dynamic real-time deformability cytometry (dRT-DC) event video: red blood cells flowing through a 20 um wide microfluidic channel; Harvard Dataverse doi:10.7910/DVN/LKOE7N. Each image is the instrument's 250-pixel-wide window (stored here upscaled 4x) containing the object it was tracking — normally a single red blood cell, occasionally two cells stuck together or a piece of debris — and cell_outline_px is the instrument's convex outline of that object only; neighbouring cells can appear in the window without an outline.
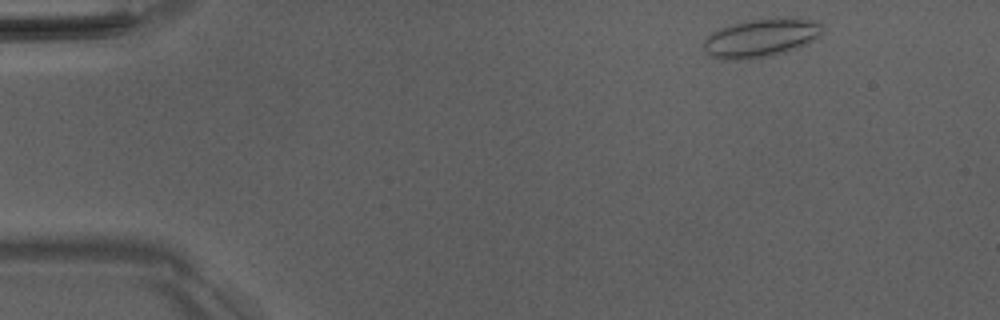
{"species": "Egyptian fruit bat (a non-hibernating species)", "species_latin": "Rousettus aegyptiacus", "temperature_condition": "room temperature", "stored_images_in_passage": 47, "camera_frame_rate_fps": 3000, "um_per_image_px": 0.085, "animal": {"sex": "male"}, "frame": {"image": 1, "passage_image": 2, "time_ms": 0.333, "image_size_px": [1000, 320], "cell_outline_px": [[824, 28], [820, 36], [800, 48], [768, 56], [744, 60], [720, 60], [712, 56], [704, 48], [704, 40], [712, 32], [720, 28], [748, 20], [792, 16], [820, 20], [824, 24]], "centroid_in_image_um": [64.78, 3.2], "position_along_channel_um": 20.2, "area_um2": 27.17}}
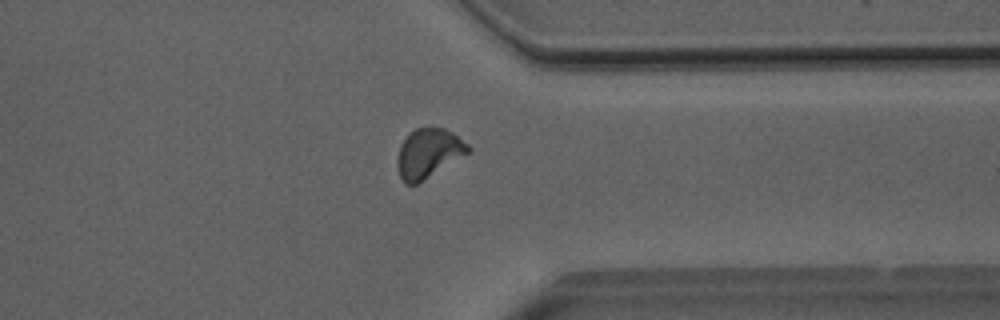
{"frame": {"image": 2, "passage_image": 36, "time_ms": 11.667, "image_size_px": [1000, 320], "cell_outline_px": [[472, 152], [416, 184], [404, 184], [400, 176], [396, 164], [396, 160], [400, 144], [416, 128], [444, 128], [452, 132], [468, 144], [472, 148]], "centroid_in_image_um": [36.44, 13.04], "position_along_channel_um": 375.0, "area_um2": 20.35}}
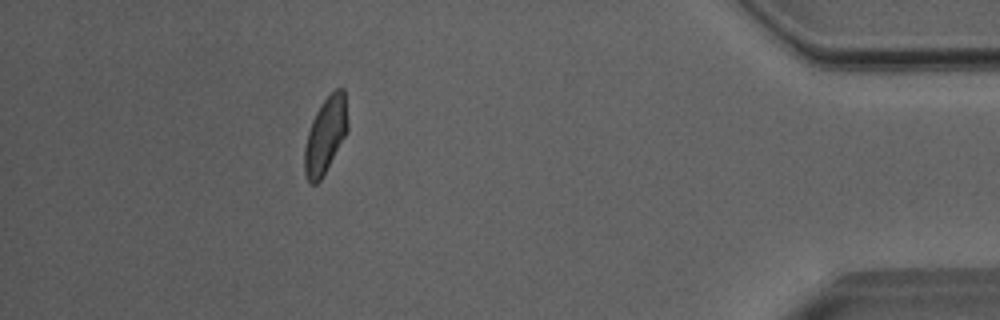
{"frame": {"image": 3, "passage_image": 42, "time_ms": 13.667, "image_size_px": [1000, 320], "cell_outline_px": [[348, 132], [320, 180], [316, 184], [312, 184], [308, 180], [304, 172], [304, 148], [308, 132], [312, 120], [320, 104], [336, 88], [344, 88], [348, 124]], "centroid_in_image_um": [27.67, 11.49], "position_along_channel_um": 407.5, "area_um2": 19.07}, "authors_computed_cell_mechanics": {"area_um2": 19.8254, "velocity_mm_per_s": 4.0202, "shape_relaxation_time_tau1_ms": null, "shape_relaxation_time_tau2_ms": 1.45, "deformation_change_tau1": null, "deformation_change_tau2": 0.0742}}